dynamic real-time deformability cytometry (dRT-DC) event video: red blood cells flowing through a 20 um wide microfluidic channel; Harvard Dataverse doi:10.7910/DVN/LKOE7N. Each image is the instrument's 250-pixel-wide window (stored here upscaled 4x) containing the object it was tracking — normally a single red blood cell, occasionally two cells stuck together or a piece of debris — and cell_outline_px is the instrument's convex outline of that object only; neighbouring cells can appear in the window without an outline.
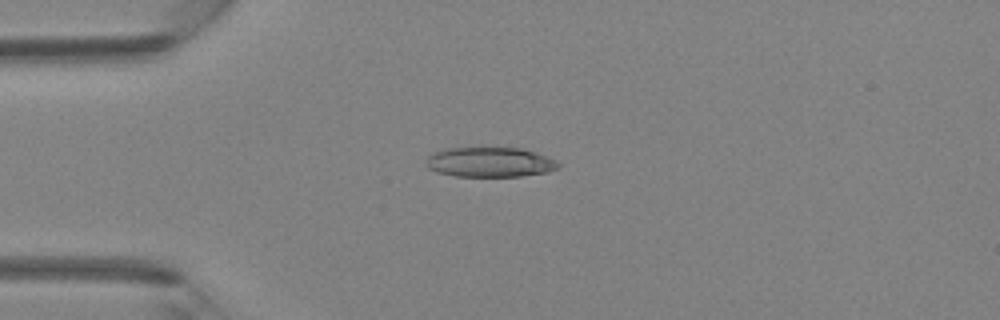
{"species": "Egyptian fruit bat (a non-hibernating species)", "species_latin": "Rousettus aegyptiacus", "temperature_condition": "room temperature", "stored_images_in_passage": 3, "camera_frame_rate_fps": 3000, "um_per_image_px": 0.085, "animal": {"sex": "female"}, "frame": {"image": 1, "passage_image": 2, "time_ms": 0.333, "image_size_px": [1000, 320], "cell_outline_px": [[560, 168], [548, 172], [520, 176], [456, 176], [436, 172], [428, 168], [424, 164], [424, 160], [432, 152], [444, 148], [480, 144], [520, 148], [536, 152], [556, 160], [560, 164]], "centroid_in_image_um": [41.58, 13.72], "position_along_channel_um": 43.4, "area_um2": 24.33}}